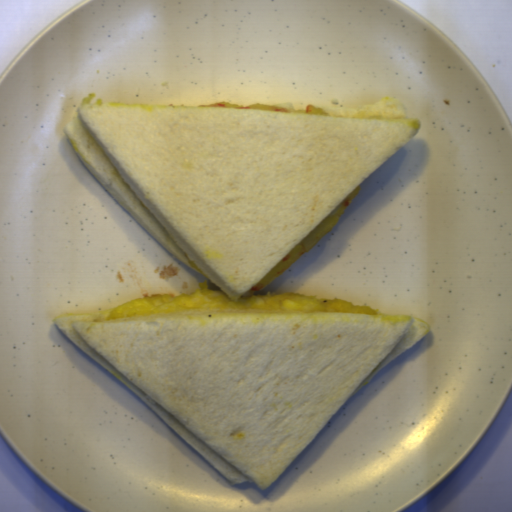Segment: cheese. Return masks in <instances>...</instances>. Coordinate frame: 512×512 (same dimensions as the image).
Segmentation results:
<instances>
[{
	"mask_svg": "<svg viewBox=\"0 0 512 512\" xmlns=\"http://www.w3.org/2000/svg\"><path fill=\"white\" fill-rule=\"evenodd\" d=\"M219 310H305L380 314L370 306L311 295L284 292L245 293L240 299L232 300L224 292L209 288L190 294L173 293L130 299L111 310L102 311L100 315L107 320Z\"/></svg>",
	"mask_w": 512,
	"mask_h": 512,
	"instance_id": "cheese-1",
	"label": "cheese"
}]
</instances>
